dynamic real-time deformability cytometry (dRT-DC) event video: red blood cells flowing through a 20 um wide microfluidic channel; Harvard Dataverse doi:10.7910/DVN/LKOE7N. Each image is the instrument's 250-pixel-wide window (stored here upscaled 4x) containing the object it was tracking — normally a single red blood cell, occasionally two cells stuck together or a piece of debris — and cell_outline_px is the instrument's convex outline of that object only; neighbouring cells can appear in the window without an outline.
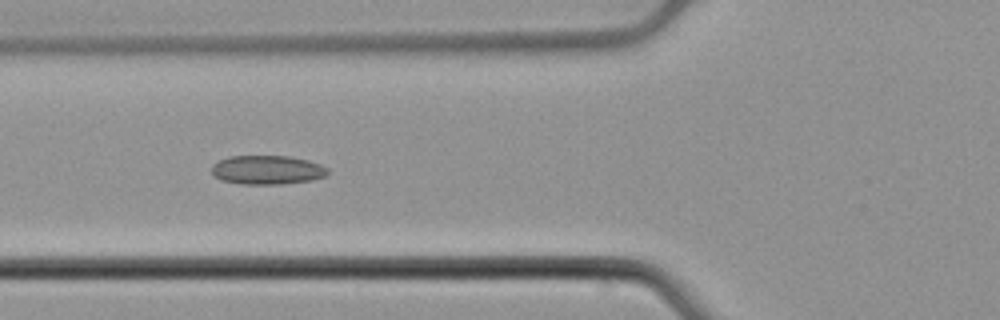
{"species": "common noctule bat (a hibernating species)", "species_latin": "Nyctalus noctula", "temperature_condition": "cold", "stored_images_in_passage": 8, "camera_frame_rate_fps": 3000, "um_per_image_px": 0.085, "animal": {"sex": "male", "body_mass_g": 21.5, "forearm_length_mm": 52.0}, "frame": {"image": 1, "passage_image": 6, "time_ms": 1.667, "image_size_px": [1000, 320], "cell_outline_px": [[328, 172], [324, 176], [312, 180], [280, 184], [244, 184], [220, 180], [212, 172], [212, 164], [228, 156], [288, 156], [308, 160], [320, 164], [328, 168]], "centroid_in_image_um": [22.71, 14.44], "position_along_channel_um": 103.1, "area_um2": 19.54}}
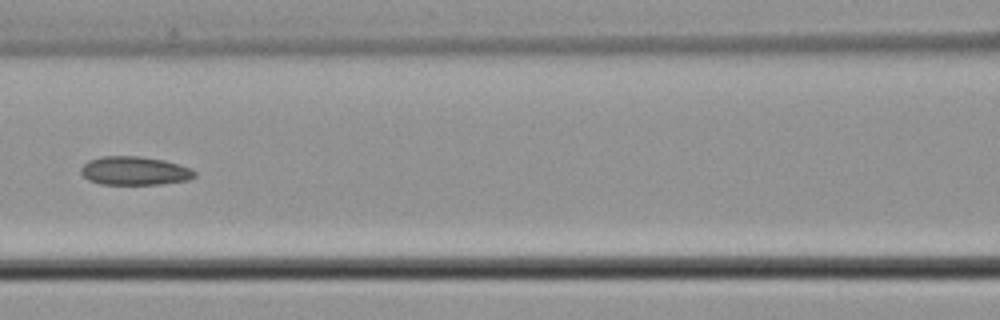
{"frame": {"image": 2, "passage_image": 7, "time_ms": 2.0, "image_size_px": [1000, 320], "cell_outline_px": [[196, 176], [188, 180], [160, 184], [100, 184], [88, 180], [80, 172], [80, 168], [88, 160], [100, 156], [140, 156], [164, 160], [192, 168], [196, 172]], "centroid_in_image_um": [11.43, 14.51], "position_along_channel_um": 155.2, "area_um2": 19.07}}
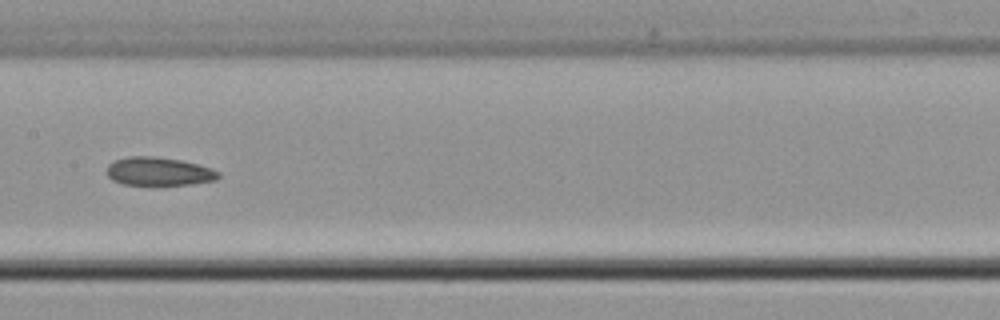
{"frame": {"image": 3, "passage_image": 8, "time_ms": 2.333, "image_size_px": [1000, 320], "cell_outline_px": [[220, 176], [216, 180], [192, 184], [124, 184], [112, 180], [108, 176], [108, 164], [116, 160], [128, 156], [156, 156], [180, 160], [212, 168], [220, 172]], "centroid_in_image_um": [13.52, 14.56], "position_along_channel_um": 193.9, "area_um2": 18.26}}